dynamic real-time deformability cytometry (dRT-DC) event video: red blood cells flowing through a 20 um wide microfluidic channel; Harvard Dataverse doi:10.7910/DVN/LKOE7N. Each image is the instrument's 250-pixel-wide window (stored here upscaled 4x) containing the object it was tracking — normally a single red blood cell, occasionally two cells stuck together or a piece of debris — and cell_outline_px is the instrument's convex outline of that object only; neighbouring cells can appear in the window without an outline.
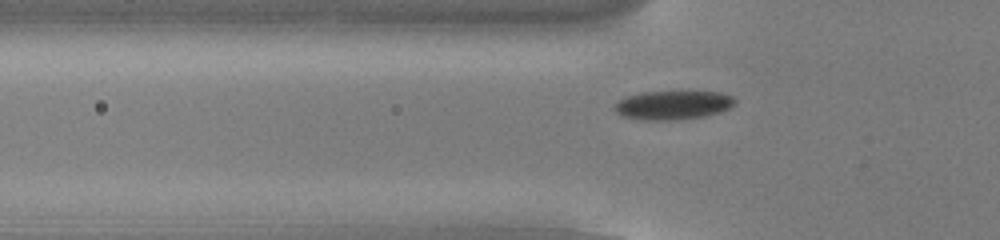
{"species": "common noctule bat (a hibernating species)", "species_latin": "Nyctalus noctula", "temperature_condition": "cold", "stored_images_in_passage": 19, "camera_frame_rate_fps": 3000, "um_per_image_px": 0.085, "animal": {"sex": "male", "body_mass_g": 13.0, "forearm_length_mm": 53.1}, "frame": {"image": 1, "passage_image": 7, "time_ms": 2.0, "image_size_px": [1000, 240], "cell_outline_px": [[736, 104], [720, 112], [704, 116], [676, 120], [644, 120], [624, 116], [616, 112], [612, 108], [620, 100], [628, 96], [640, 92], [720, 92], [732, 96], [736, 100]], "centroid_in_image_um": [57.22, 8.93], "position_along_channel_um": 68.6, "area_um2": 20.11}}
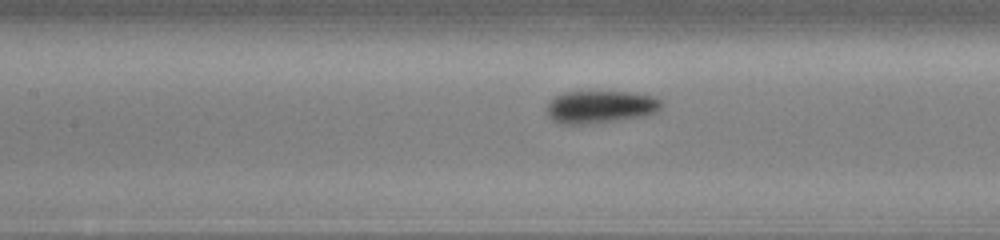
{"frame": {"image": 2, "passage_image": 14, "time_ms": 4.333, "image_size_px": [1000, 240], "cell_outline_px": [[664, 104], [660, 112], [644, 116], [616, 120], [584, 124], [560, 124], [552, 120], [548, 116], [544, 108], [548, 100], [560, 92], [632, 92], [656, 96]], "centroid_in_image_um": [51.02, 9.08], "position_along_channel_um": 156.4, "area_um2": 22.31}}
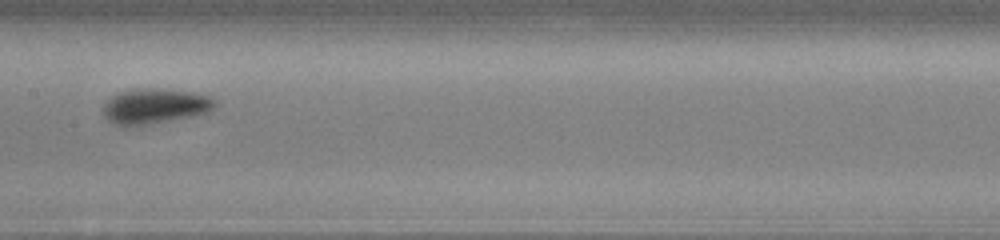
{"frame": {"image": 3, "passage_image": 17, "time_ms": 5.333, "image_size_px": [1000, 240], "cell_outline_px": [[216, 108], [208, 112], [188, 116], [124, 128], [108, 120], [104, 116], [104, 104], [112, 96], [120, 92], [136, 88], [164, 88], [192, 92], [208, 96], [216, 100]], "centroid_in_image_um": [13.15, 9.01], "position_along_channel_um": 194.3, "area_um2": 22.83}}